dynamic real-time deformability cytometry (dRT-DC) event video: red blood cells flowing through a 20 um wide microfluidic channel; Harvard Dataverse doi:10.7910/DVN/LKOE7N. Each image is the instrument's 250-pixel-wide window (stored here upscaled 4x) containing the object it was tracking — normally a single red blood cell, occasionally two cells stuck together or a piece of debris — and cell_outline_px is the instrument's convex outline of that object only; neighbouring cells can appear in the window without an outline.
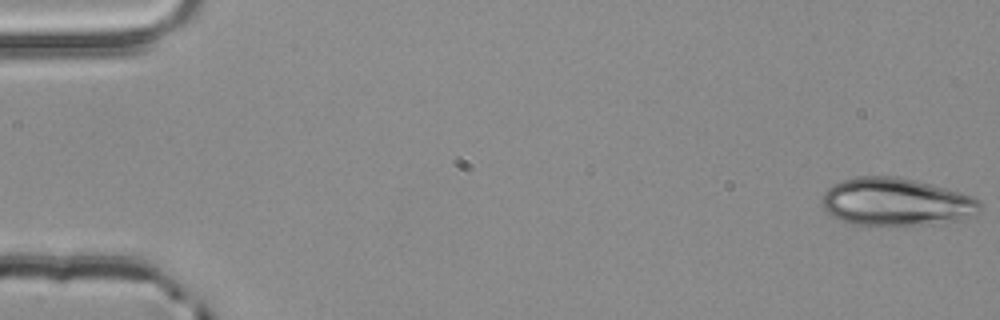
{"species": "common noctule bat (a hibernating species)", "species_latin": "Nyctalus noctula", "temperature_condition": "room temperature", "stored_images_in_passage": 54, "camera_frame_rate_fps": 3000, "um_per_image_px": 0.085, "animal": {"sex": "male", "body_mass_g": 20.4}, "frame": {"image": 1, "passage_image": 1, "time_ms": 0.0, "image_size_px": [1000, 320], "cell_outline_px": [[984, 208], [980, 212], [924, 224], [848, 224], [832, 216], [824, 208], [820, 200], [824, 192], [832, 184], [856, 176], [896, 176], [916, 180], [932, 184], [960, 192], [972, 196], [980, 200], [984, 204]], "centroid_in_image_um": [76.1, 17.12], "position_along_channel_um": 8.9, "area_um2": 43.35}}
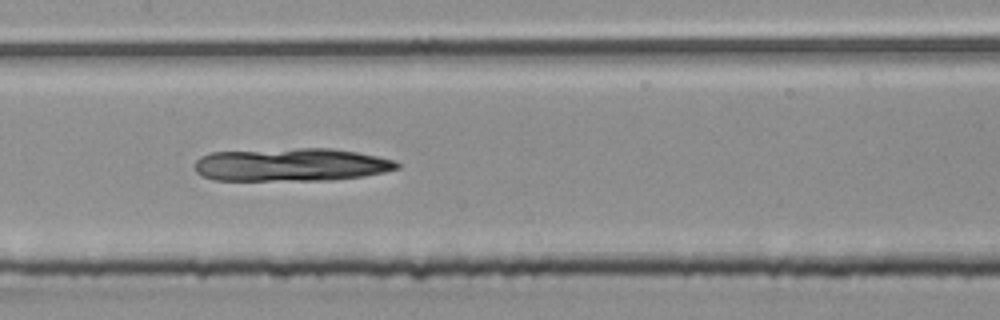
{"frame": {"image": 2, "passage_image": 27, "time_ms": 8.667, "image_size_px": [1000, 320], "cell_outline_px": [[400, 168], [384, 172], [364, 176], [332, 180], [212, 180], [200, 176], [196, 172], [196, 160], [200, 156], [208, 152], [296, 148], [332, 148], [356, 152], [396, 160], [400, 164]], "centroid_in_image_um": [24.74, 14.0], "position_along_channel_um": 182.7, "area_um2": 39.36}}
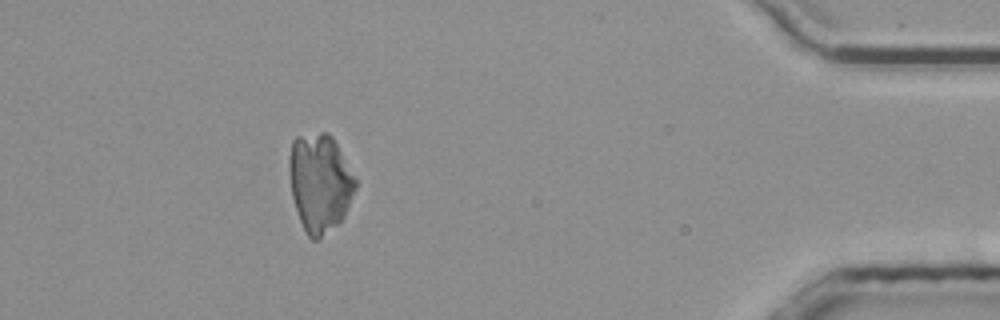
{"frame": {"image": 3, "passage_image": 49, "time_ms": 16.0, "image_size_px": [1000, 320], "cell_outline_px": [[356, 188], [344, 216], [336, 224], [316, 240], [312, 240], [308, 236], [300, 220], [292, 196], [288, 168], [288, 164], [292, 140], [296, 136], [320, 132], [328, 132], [332, 136], [356, 180]], "centroid_in_image_um": [27.16, 15.49], "position_along_channel_um": 408.0, "area_um2": 37.51}}